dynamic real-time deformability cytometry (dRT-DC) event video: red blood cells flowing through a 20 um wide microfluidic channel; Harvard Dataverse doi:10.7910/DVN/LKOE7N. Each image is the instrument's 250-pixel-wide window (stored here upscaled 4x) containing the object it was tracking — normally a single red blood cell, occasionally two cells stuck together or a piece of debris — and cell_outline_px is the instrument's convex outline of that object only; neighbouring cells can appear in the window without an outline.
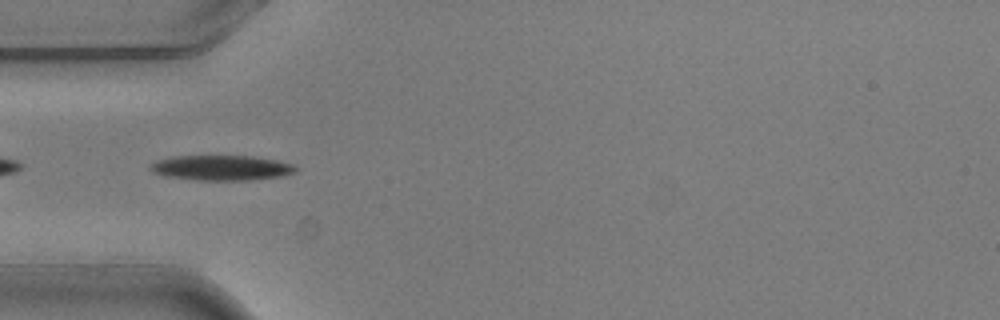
{"species": "common noctule bat (a hibernating species)", "species_latin": "Nyctalus noctula", "temperature_condition": "warm", "stored_images_in_passage": 4, "camera_frame_rate_fps": 3000, "um_per_image_px": 0.085, "animal": {"sex": "male", "body_mass_g": 20.5, "forearm_length_mm": 52.5}, "frame": {"image": 1, "passage_image": 2, "time_ms": 0.333, "image_size_px": [1000, 320], "cell_outline_px": [[300, 168], [296, 172], [280, 176], [248, 180], [196, 180], [164, 176], [152, 172], [148, 168], [148, 164], [156, 160], [172, 156], [252, 156], [276, 160], [292, 164]], "centroid_in_image_um": [18.77, 14.26], "position_along_channel_um": 66.2, "area_um2": 21.44}}
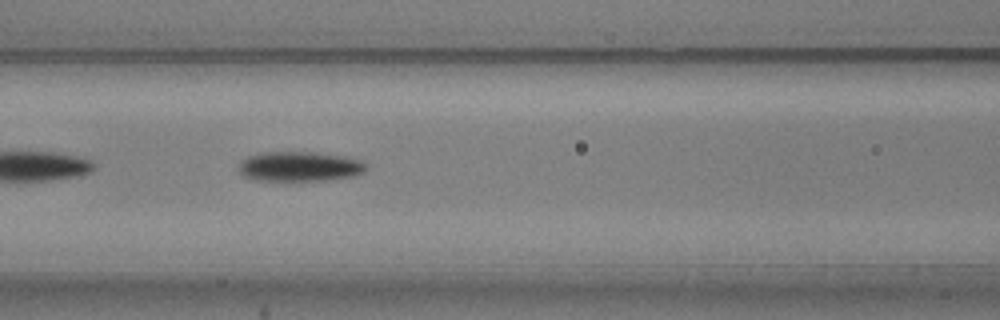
{"frame": {"image": 2, "passage_image": 4, "time_ms": 1.0, "image_size_px": [1000, 320], "cell_outline_px": [[368, 168], [364, 172], [352, 176], [328, 180], [288, 184], [252, 180], [244, 176], [240, 172], [240, 164], [248, 156], [260, 152], [316, 152], [344, 156], [364, 160], [368, 164]], "centroid_in_image_um": [25.49, 14.2], "position_along_channel_um": 141.1, "area_um2": 23.35}}